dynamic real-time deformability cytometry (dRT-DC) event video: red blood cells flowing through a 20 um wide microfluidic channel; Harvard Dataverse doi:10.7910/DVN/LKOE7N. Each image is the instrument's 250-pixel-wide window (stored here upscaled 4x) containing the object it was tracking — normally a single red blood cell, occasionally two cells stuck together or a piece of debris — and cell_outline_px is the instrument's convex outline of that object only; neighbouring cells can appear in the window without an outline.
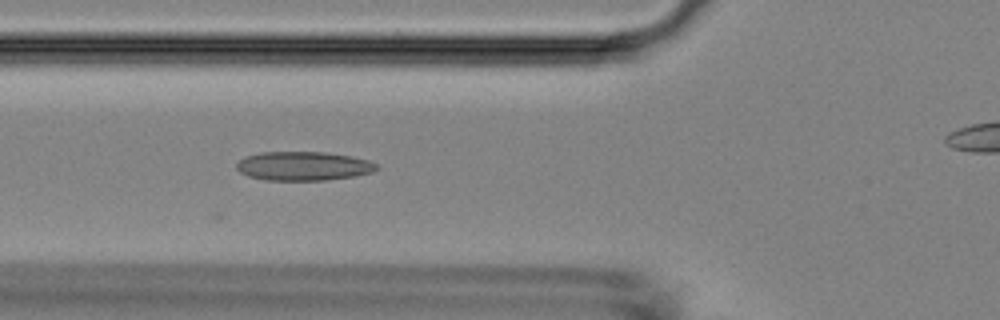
{"species": "Egyptian fruit bat (a non-hibernating species)", "species_latin": "Rousettus aegyptiacus", "temperature_condition": "room temperature", "stored_images_in_passage": 30, "camera_frame_rate_fps": 3000, "um_per_image_px": 0.085, "animal": {"sex": "female"}, "frame": {"image": 1, "passage_image": 4, "time_ms": 1.0, "image_size_px": [1000, 320], "cell_outline_px": [[380, 168], [372, 172], [356, 176], [324, 180], [264, 180], [248, 176], [240, 172], [236, 168], [236, 164], [244, 156], [260, 152], [328, 152], [352, 156], [368, 160], [380, 164]], "centroid_in_image_um": [25.82, 14.11], "position_along_channel_um": 100.0, "area_um2": 23.93}}
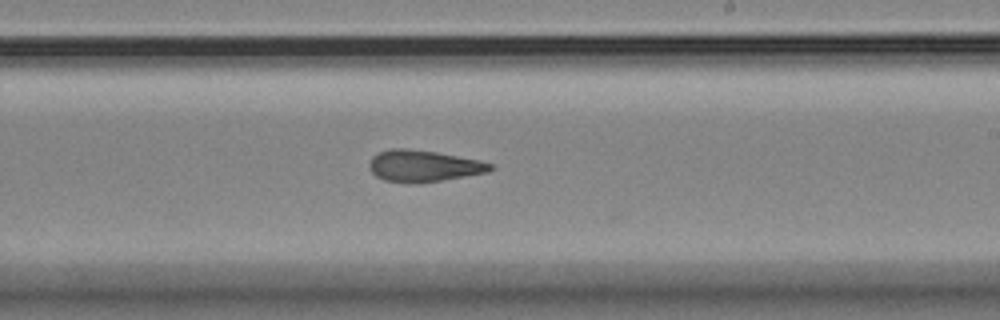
{"frame": {"image": 2, "passage_image": 16, "time_ms": 5.0, "image_size_px": [1000, 320], "cell_outline_px": [[496, 168], [488, 172], [416, 184], [408, 184], [384, 180], [376, 176], [368, 168], [368, 164], [372, 156], [380, 152], [392, 148], [404, 148], [436, 152], [480, 160], [496, 164]], "centroid_in_image_um": [36.01, 14.11], "position_along_channel_um": 253.0, "area_um2": 22.48}}
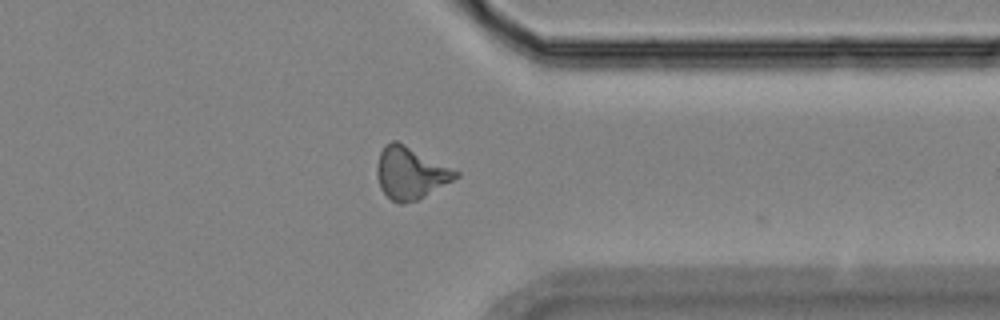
{"frame": {"image": 3, "passage_image": 26, "time_ms": 8.333, "image_size_px": [1000, 320], "cell_outline_px": [[460, 176], [424, 196], [416, 200], [404, 204], [400, 204], [392, 200], [380, 188], [376, 172], [376, 164], [380, 152], [384, 144], [392, 140], [396, 140], [460, 172]], "centroid_in_image_um": [34.85, 14.69], "position_along_channel_um": 376.5, "area_um2": 23.7}, "authors_computed_cell_mechanics": {"area_um2": 22.4842, "velocity_mm_per_s": 3.801, "shape_relaxation_time_tau1_ms": null, "shape_relaxation_time_tau2_ms": 2.8609, "deformation_change_tau1": null, "deformation_change_tau2": 0.113}}